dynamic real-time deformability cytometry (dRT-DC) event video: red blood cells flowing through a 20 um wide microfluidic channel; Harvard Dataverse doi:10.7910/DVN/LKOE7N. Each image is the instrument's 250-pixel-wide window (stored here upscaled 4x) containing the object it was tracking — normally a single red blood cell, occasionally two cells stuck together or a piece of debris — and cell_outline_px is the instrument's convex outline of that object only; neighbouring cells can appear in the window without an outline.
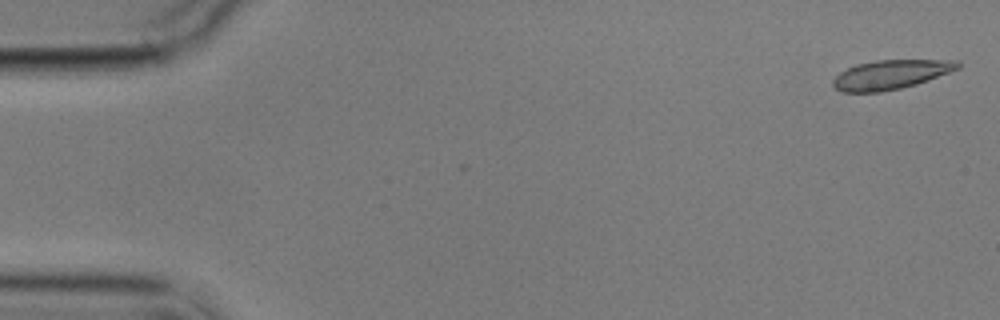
{"species": "common noctule bat (a hibernating species)", "species_latin": "Nyctalus noctula", "temperature_condition": "cold", "stored_images_in_passage": 5, "camera_frame_rate_fps": 3000, "um_per_image_px": 0.085, "animal": {"sex": "male", "body_mass_g": 17.9}, "frame": {"image": 1, "passage_image": 1, "time_ms": 0.0, "image_size_px": [1000, 320], "cell_outline_px": [[960, 68], [928, 80], [916, 84], [900, 88], [880, 92], [840, 92], [832, 84], [832, 80], [840, 72], [856, 64], [876, 60], [960, 60]], "centroid_in_image_um": [75.71, 6.33], "position_along_channel_um": 9.3, "area_um2": 21.21}}
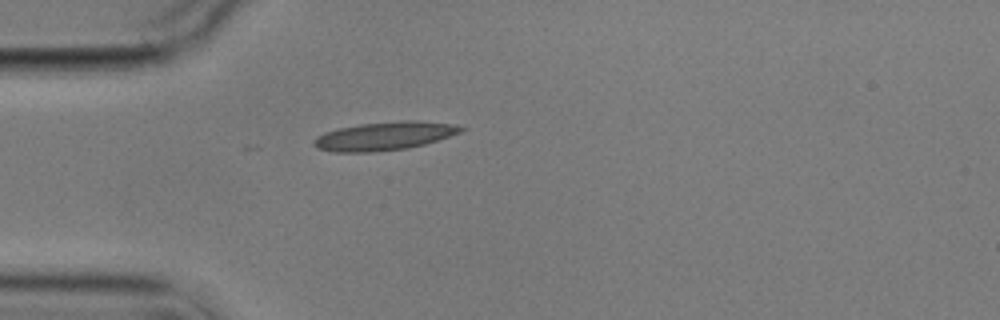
{"frame": {"image": 2, "passage_image": 5, "time_ms": 4.667, "image_size_px": [1000, 320], "cell_outline_px": [[468, 128], [460, 132], [424, 144], [408, 148], [372, 152], [332, 152], [316, 148], [312, 144], [312, 140], [316, 136], [324, 132], [340, 128], [360, 124], [400, 120], [416, 120], [452, 124]], "centroid_in_image_um": [32.62, 11.56], "position_along_channel_um": 52.4, "area_um2": 24.39}}